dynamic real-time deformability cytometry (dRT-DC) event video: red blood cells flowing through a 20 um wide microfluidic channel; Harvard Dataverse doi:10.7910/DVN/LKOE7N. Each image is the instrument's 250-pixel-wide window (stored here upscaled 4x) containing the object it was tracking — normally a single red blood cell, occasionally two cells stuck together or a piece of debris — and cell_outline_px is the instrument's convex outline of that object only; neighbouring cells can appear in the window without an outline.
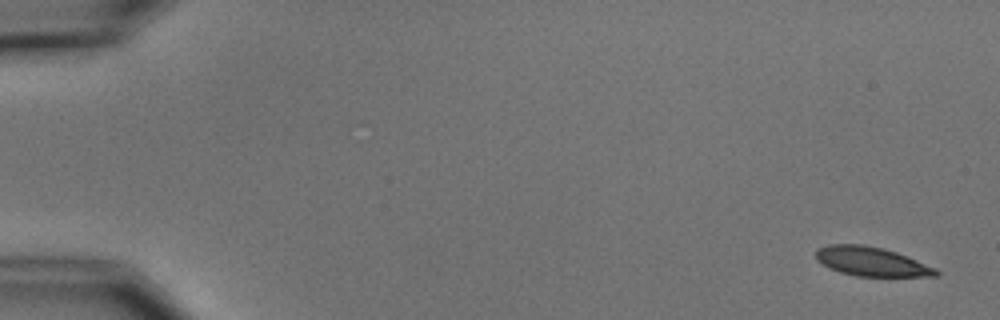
{"species": "common noctule bat (a hibernating species)", "species_latin": "Nyctalus noctula", "temperature_condition": "cold", "stored_images_in_passage": 6, "camera_frame_rate_fps": 3000, "um_per_image_px": 0.085, "animal": {"sex": "male", "body_mass_g": 15.6}, "frame": {"image": 1, "passage_image": 1, "time_ms": 0.0, "image_size_px": [1000, 320], "cell_outline_px": [[940, 272], [936, 276], [856, 276], [840, 272], [828, 268], [816, 260], [816, 248], [828, 244], [864, 244], [884, 248], [896, 252], [936, 268]], "centroid_in_image_um": [74.02, 22.22], "position_along_channel_um": 11.0, "area_um2": 20.46}}
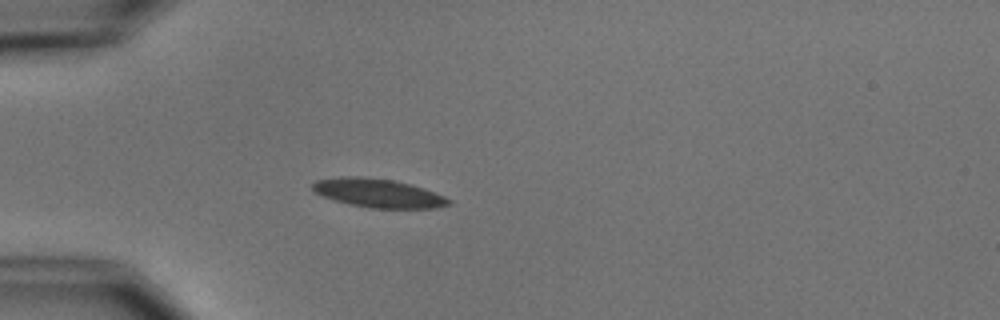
{"frame": {"image": 2, "passage_image": 5, "time_ms": 4.667, "image_size_px": [1000, 320], "cell_outline_px": [[452, 204], [436, 208], [372, 208], [348, 204], [312, 192], [312, 184], [316, 180], [340, 176], [364, 176], [396, 180], [424, 188], [444, 196], [452, 200]], "centroid_in_image_um": [32.15, 16.4], "position_along_channel_um": 52.8, "area_um2": 23.0}}